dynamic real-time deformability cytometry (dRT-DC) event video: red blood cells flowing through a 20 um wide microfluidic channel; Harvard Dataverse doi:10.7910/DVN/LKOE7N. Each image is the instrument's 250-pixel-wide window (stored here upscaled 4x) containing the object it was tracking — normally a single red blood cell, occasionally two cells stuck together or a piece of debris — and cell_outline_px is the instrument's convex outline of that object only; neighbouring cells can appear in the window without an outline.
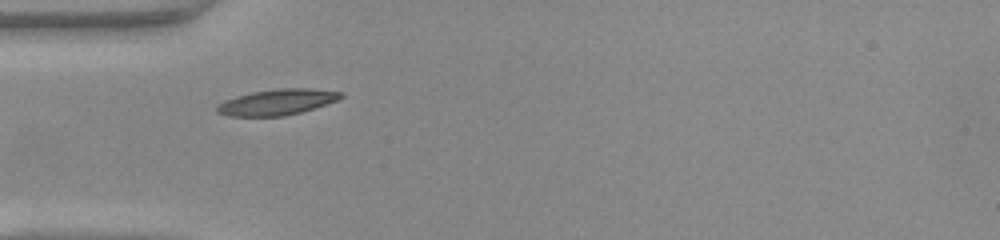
{"species": "common noctule bat (a hibernating species)", "species_latin": "Nyctalus noctula", "temperature_condition": "warm", "stored_images_in_passage": 35, "camera_frame_rate_fps": 3000, "um_per_image_px": 0.085, "animal": {"sex": "female", "body_mass_g": 22.0, "forearm_length_mm": 56.7}, "frame": {"image": 1, "passage_image": 1, "time_ms": 0.0, "image_size_px": [1000, 240], "cell_outline_px": [[344, 96], [340, 100], [300, 112], [284, 116], [228, 116], [216, 112], [216, 104], [224, 100], [236, 96], [252, 92], [276, 88], [308, 88], [344, 92]], "centroid_in_image_um": [23.55, 8.67], "position_along_channel_um": 61.4, "area_um2": 18.84}}
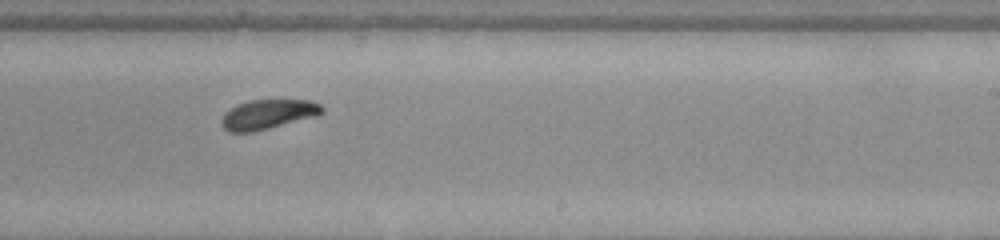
{"frame": {"image": 2, "passage_image": 16, "time_ms": 5.0, "image_size_px": [1000, 240], "cell_outline_px": [[324, 112], [316, 116], [252, 132], [228, 132], [220, 124], [220, 120], [236, 104], [248, 100], [312, 100], [320, 104], [324, 108]], "centroid_in_image_um": [22.79, 9.71], "position_along_channel_um": 266.2, "area_um2": 17.22}}
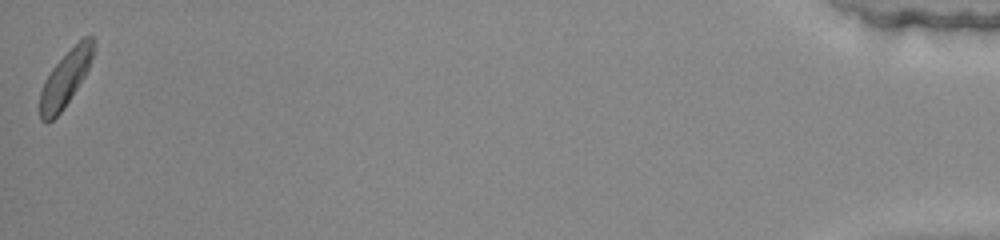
{"frame": {"image": 3, "passage_image": 35, "time_ms": 11.333, "image_size_px": [1000, 240], "cell_outline_px": [[92, 56], [88, 68], [84, 76], [64, 108], [52, 120], [40, 120], [40, 92], [44, 80], [52, 68], [84, 36], [92, 36]], "centroid_in_image_um": [5.52, 6.72], "position_along_channel_um": 429.7, "area_um2": 16.59}, "authors_computed_cell_mechanics": {"area_um2": 17.5134, "velocity_mm_per_s": 4.1351, "shape_relaxation_time_tau1_ms": 1.5729, "shape_relaxation_time_tau2_ms": 3.1147, "deformation_change_tau1": 0.0952, "deformation_change_tau2": 0.0874}}